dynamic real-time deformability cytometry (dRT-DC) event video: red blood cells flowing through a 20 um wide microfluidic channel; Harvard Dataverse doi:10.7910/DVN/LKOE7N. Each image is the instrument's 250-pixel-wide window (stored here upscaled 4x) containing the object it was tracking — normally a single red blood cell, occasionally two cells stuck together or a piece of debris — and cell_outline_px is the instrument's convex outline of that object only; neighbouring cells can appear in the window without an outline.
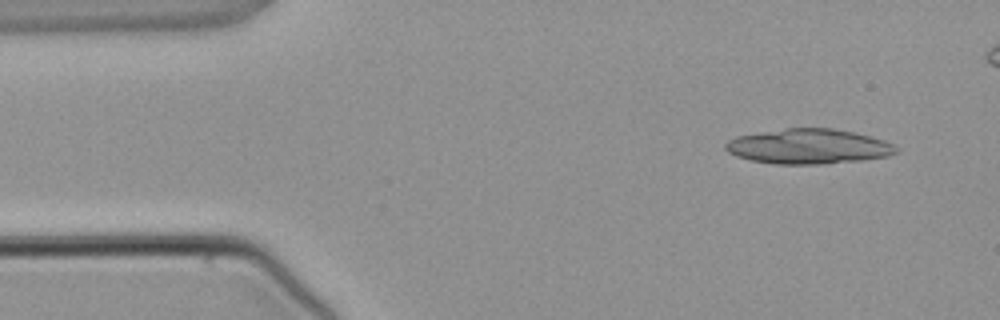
{"species": "common noctule bat (a hibernating species)", "species_latin": "Nyctalus noctula", "temperature_condition": "warm", "stored_images_in_passage": 3, "camera_frame_rate_fps": 3000, "um_per_image_px": 0.085, "animal": {"sex": "male", "body_mass_g": 21.5, "forearm_length_mm": 52.0}, "frame": {"image": 1, "passage_image": 1, "time_ms": 0.0, "image_size_px": [1000, 320], "cell_outline_px": [[900, 152], [888, 156], [860, 160], [824, 164], [776, 164], [752, 160], [736, 156], [728, 152], [724, 148], [724, 144], [728, 140], [736, 136], [784, 128], [832, 128], [852, 132], [884, 140], [900, 148]], "centroid_in_image_um": [68.72, 12.45], "position_along_channel_um": 16.3, "area_um2": 34.8}}